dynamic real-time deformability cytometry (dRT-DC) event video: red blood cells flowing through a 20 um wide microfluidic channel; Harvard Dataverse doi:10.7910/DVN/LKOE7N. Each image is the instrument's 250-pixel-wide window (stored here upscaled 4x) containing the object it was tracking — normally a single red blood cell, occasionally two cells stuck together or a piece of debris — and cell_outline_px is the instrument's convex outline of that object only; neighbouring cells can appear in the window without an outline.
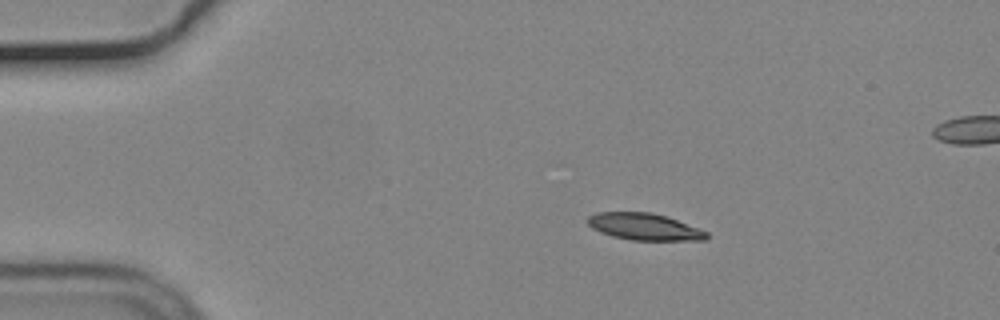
{"species": "common noctule bat (a hibernating species)", "species_latin": "Nyctalus noctula", "temperature_condition": "cold", "stored_images_in_passage": 47, "camera_frame_rate_fps": 3000, "um_per_image_px": 0.085, "animal": {"sex": "male", "body_mass_g": 19.2, "forearm_length_mm": 51.8}, "frame": {"image": 1, "passage_image": 10, "time_ms": 3.0, "image_size_px": [1000, 320], "cell_outline_px": [[708, 240], [632, 240], [612, 236], [600, 232], [592, 228], [588, 224], [588, 216], [596, 212], [652, 212], [668, 216], [708, 232]], "centroid_in_image_um": [54.78, 19.26], "position_along_channel_um": 30.2, "area_um2": 18.67}}
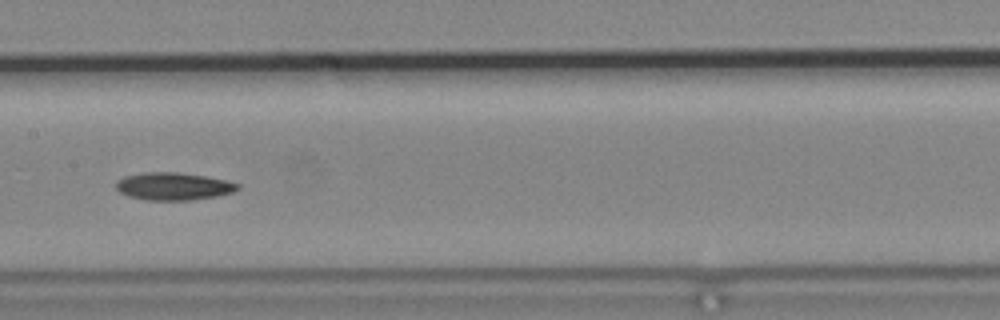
{"frame": {"image": 2, "passage_image": 28, "time_ms": 9.0, "image_size_px": [1000, 320], "cell_outline_px": [[240, 188], [232, 192], [220, 196], [192, 200], [144, 200], [128, 196], [120, 192], [116, 188], [116, 180], [124, 176], [144, 172], [176, 172], [204, 176], [224, 180], [240, 184]], "centroid_in_image_um": [14.73, 15.84], "position_along_channel_um": 192.7, "area_um2": 19.65}}
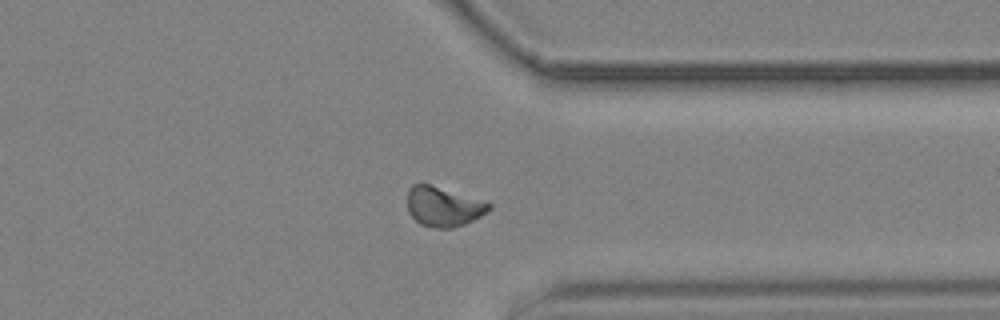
{"frame": {"image": 3, "passage_image": 43, "time_ms": 14.0, "image_size_px": [1000, 320], "cell_outline_px": [[492, 208], [480, 216], [464, 224], [452, 228], [436, 228], [420, 224], [408, 212], [408, 188], [412, 184], [428, 184], [492, 204]], "centroid_in_image_um": [37.65, 17.57], "position_along_channel_um": 373.7, "area_um2": 18.44}}